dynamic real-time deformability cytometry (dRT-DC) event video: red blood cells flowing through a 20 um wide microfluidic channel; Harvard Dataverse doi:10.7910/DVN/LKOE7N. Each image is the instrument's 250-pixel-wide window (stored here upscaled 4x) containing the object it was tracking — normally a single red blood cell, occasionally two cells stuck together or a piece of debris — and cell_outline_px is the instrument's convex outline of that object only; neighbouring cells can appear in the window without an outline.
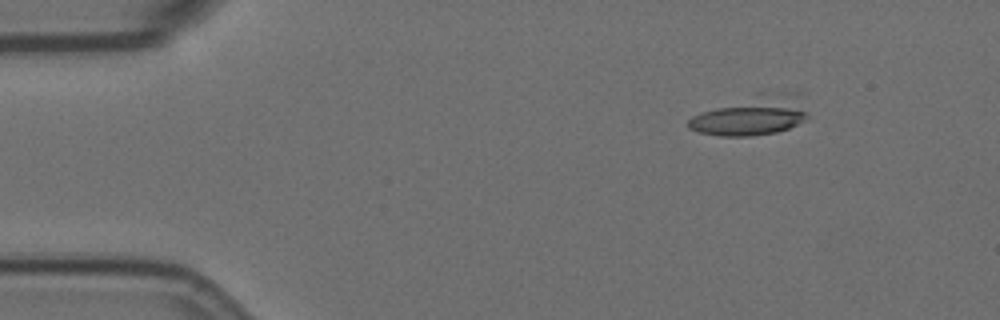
{"species": "Egyptian fruit bat (a non-hibernating species)", "species_latin": "Rousettus aegyptiacus", "temperature_condition": "room temperature", "stored_images_in_passage": 2, "camera_frame_rate_fps": 3000, "um_per_image_px": 0.085, "animal": {"sex": "female"}, "frame": {"image": 1, "passage_image": 1, "time_ms": 0.0, "image_size_px": [1000, 320], "cell_outline_px": [[808, 120], [788, 128], [776, 132], [752, 136], [720, 136], [700, 132], [688, 128], [688, 120], [692, 116], [756, 92], [764, 92], [808, 112]], "centroid_in_image_um": [63.64, 9.94], "position_along_channel_um": 21.4, "area_um2": 25.26}}